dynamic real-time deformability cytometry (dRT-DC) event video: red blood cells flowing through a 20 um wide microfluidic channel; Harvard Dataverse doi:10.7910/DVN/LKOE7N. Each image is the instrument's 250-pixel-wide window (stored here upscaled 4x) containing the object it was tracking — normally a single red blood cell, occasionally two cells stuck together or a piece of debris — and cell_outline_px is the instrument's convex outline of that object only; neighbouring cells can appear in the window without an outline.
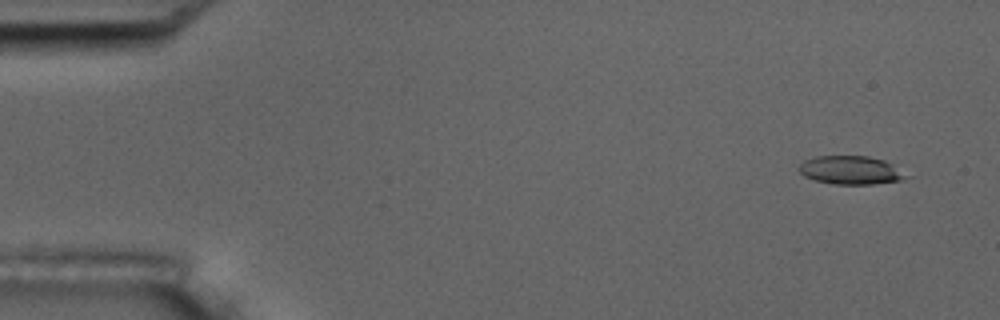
{"species": "common noctule bat (a hibernating species)", "species_latin": "Nyctalus noctula", "temperature_condition": "room temperature", "stored_images_in_passage": 4, "camera_frame_rate_fps": 3000, "um_per_image_px": 0.085, "animal": {"sex": "male", "body_mass_g": 17.5, "forearm_length_mm": 52.3}, "frame": {"image": 1, "passage_image": 1, "time_ms": 0.0, "image_size_px": [1000, 320], "cell_outline_px": [[912, 176], [900, 180], [872, 184], [832, 184], [816, 180], [804, 176], [796, 168], [804, 160], [816, 156], [868, 156], [884, 160], [892, 164]], "centroid_in_image_um": [72.31, 14.46], "position_along_channel_um": 12.7, "area_um2": 17.86}}